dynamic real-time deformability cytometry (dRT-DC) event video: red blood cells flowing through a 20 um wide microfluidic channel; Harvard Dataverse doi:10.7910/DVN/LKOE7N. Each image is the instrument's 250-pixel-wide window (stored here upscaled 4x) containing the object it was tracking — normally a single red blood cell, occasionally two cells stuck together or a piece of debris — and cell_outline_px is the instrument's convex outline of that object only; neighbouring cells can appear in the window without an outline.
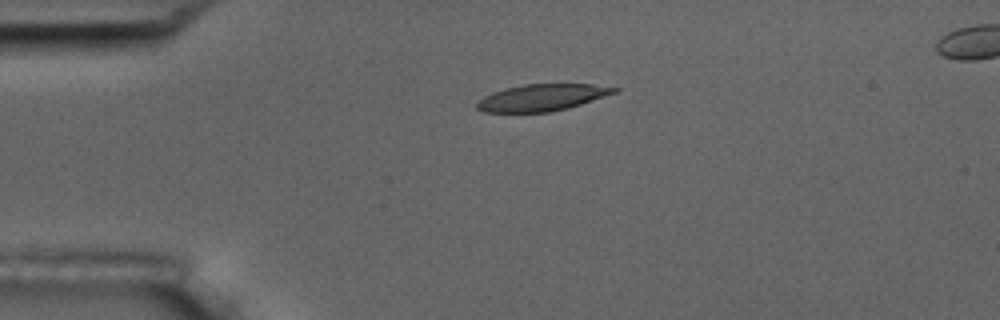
{"species": "common noctule bat (a hibernating species)", "species_latin": "Nyctalus noctula", "temperature_condition": "room temperature", "stored_images_in_passage": 3, "segment_of_instrument_passage": [1, 2], "camera_frame_rate_fps": 3000, "um_per_image_px": 0.085, "animal": {"sex": "male", "body_mass_g": 17.5, "forearm_length_mm": 52.3}, "frame": {"image": 1, "passage_image": 1, "time_ms": 0.0, "image_size_px": [1000, 320], "cell_outline_px": [[620, 92], [568, 108], [548, 112], [484, 112], [476, 108], [476, 104], [484, 96], [492, 92], [504, 88], [524, 84], [592, 84], [620, 88]], "centroid_in_image_um": [46.11, 8.28], "position_along_channel_um": 38.9, "area_um2": 21.5}}